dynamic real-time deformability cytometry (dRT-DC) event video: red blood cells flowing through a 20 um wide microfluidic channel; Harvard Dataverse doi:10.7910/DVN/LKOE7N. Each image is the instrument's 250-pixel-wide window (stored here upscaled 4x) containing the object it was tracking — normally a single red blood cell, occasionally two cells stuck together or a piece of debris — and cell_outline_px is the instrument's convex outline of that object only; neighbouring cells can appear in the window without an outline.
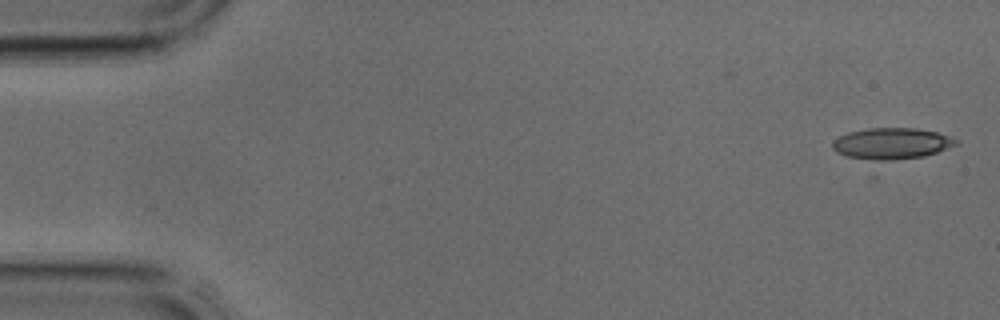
{"species": "common noctule bat (a hibernating species)", "species_latin": "Nyctalus noctula", "temperature_condition": "cold", "stored_images_in_passage": 4, "camera_frame_rate_fps": 3000, "um_per_image_px": 0.085, "animal": {"sex": "male", "body_mass_g": 17.9, "forearm_length_mm": 54.2}, "frame": {"image": 1, "passage_image": 1, "time_ms": 0.0, "image_size_px": [1000, 320], "cell_outline_px": [[960, 144], [924, 156], [884, 164], [880, 164], [848, 156], [836, 152], [832, 148], [832, 140], [848, 132], [868, 128], [916, 128], [936, 132], [960, 140]], "centroid_in_image_um": [75.77, 12.25], "position_along_channel_um": 9.2, "area_um2": 23.41}}